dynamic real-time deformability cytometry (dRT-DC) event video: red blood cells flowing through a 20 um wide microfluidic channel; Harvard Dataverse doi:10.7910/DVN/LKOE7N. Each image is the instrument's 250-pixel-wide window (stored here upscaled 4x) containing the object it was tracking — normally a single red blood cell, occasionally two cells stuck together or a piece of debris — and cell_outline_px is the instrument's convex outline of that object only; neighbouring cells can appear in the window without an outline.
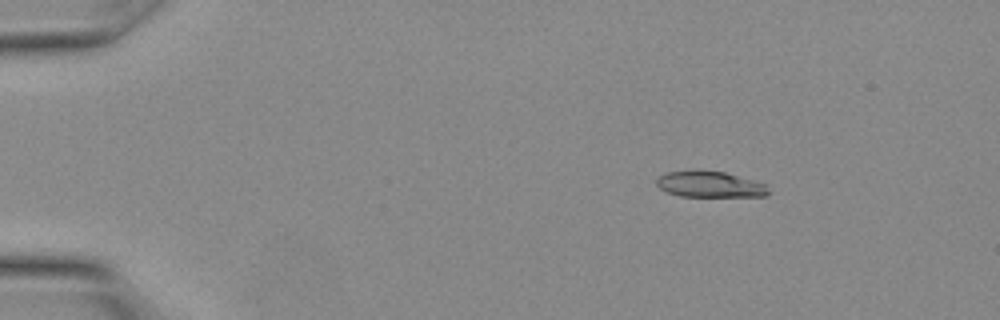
{"species": "Egyptian fruit bat (a non-hibernating species)", "species_latin": "Rousettus aegyptiacus", "temperature_condition": "warm", "stored_images_in_passage": 15, "camera_frame_rate_fps": 3000, "um_per_image_px": 0.085, "animal": {"sex": "female"}, "frame": {"image": 1, "passage_image": 3, "time_ms": 0.667, "image_size_px": [1000, 320], "cell_outline_px": [[768, 192], [764, 196], [680, 196], [668, 192], [660, 188], [656, 184], [656, 180], [660, 176], [668, 172], [692, 168], [696, 168], [724, 172], [752, 180], [764, 184]], "centroid_in_image_um": [60.25, 15.63], "position_along_channel_um": 24.7, "area_um2": 16.99}}
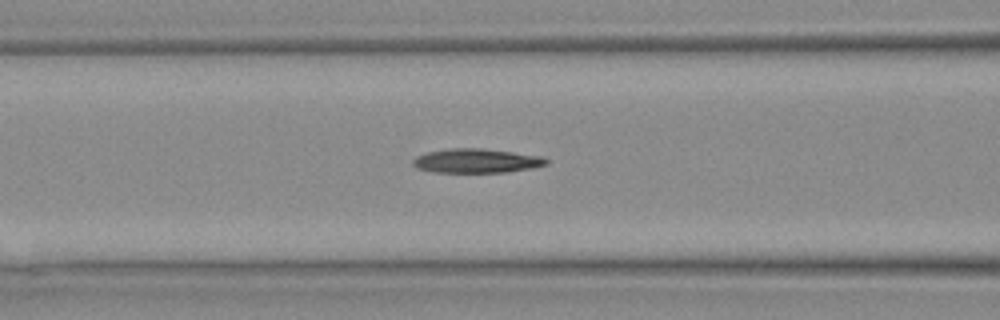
{"frame": {"image": 2, "passage_image": 11, "time_ms": 3.333, "image_size_px": [1000, 320], "cell_outline_px": [[548, 164], [532, 168], [504, 172], [436, 172], [416, 168], [412, 164], [412, 160], [416, 156], [428, 152], [448, 148], [484, 148], [540, 156], [548, 160]], "centroid_in_image_um": [40.47, 13.66], "position_along_channel_um": 126.1, "area_um2": 18.73}}
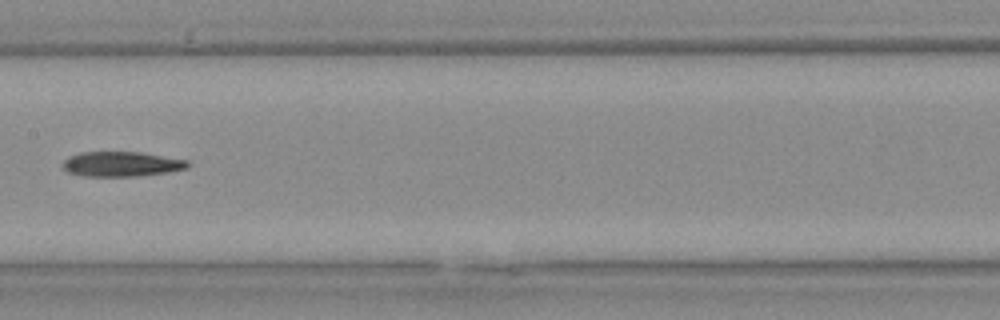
{"frame": {"image": 3, "passage_image": 14, "time_ms": 4.333, "image_size_px": [1000, 320], "cell_outline_px": [[192, 164], [188, 168], [168, 172], [136, 176], [84, 176], [68, 172], [60, 164], [68, 156], [80, 152], [140, 152], [188, 160]], "centroid_in_image_um": [10.33, 13.94], "position_along_channel_um": 197.1, "area_um2": 18.26}}